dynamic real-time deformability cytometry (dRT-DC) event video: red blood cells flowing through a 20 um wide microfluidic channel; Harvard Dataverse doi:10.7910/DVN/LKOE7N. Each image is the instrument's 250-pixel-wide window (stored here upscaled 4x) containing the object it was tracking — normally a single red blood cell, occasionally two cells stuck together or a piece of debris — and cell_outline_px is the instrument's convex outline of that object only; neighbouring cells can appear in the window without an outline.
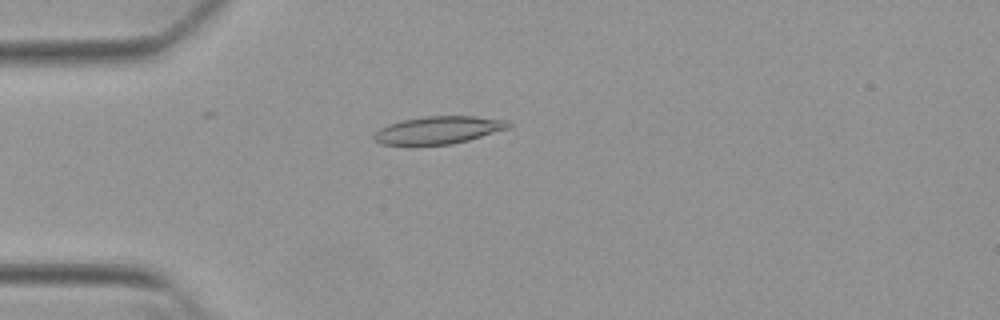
{"species": "Egyptian fruit bat (a non-hibernating species)", "species_latin": "Rousettus aegyptiacus", "temperature_condition": "warm", "stored_images_in_passage": 49, "camera_frame_rate_fps": 3000, "um_per_image_px": 0.085, "animal": {"sex": "female"}, "frame": {"image": 1, "passage_image": 10, "time_ms": 3.0, "image_size_px": [1000, 320], "cell_outline_px": [[512, 124], [508, 128], [468, 140], [452, 144], [416, 148], [408, 148], [384, 144], [376, 140], [372, 136], [380, 128], [388, 124], [404, 120], [424, 116], [472, 116], [508, 120]], "centroid_in_image_um": [37.2, 11.1], "position_along_channel_um": 47.8, "area_um2": 22.31}}
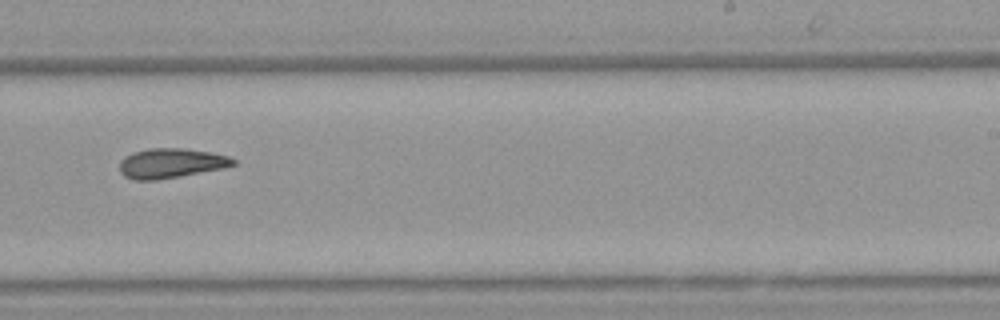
{"frame": {"image": 2, "passage_image": 29, "time_ms": 9.333, "image_size_px": [1000, 320], "cell_outline_px": [[236, 164], [224, 168], [180, 176], [156, 180], [132, 180], [124, 176], [120, 172], [120, 160], [124, 156], [132, 152], [148, 148], [184, 148], [212, 152], [228, 156], [236, 160]], "centroid_in_image_um": [14.51, 13.87], "position_along_channel_um": 274.5, "area_um2": 19.88}}
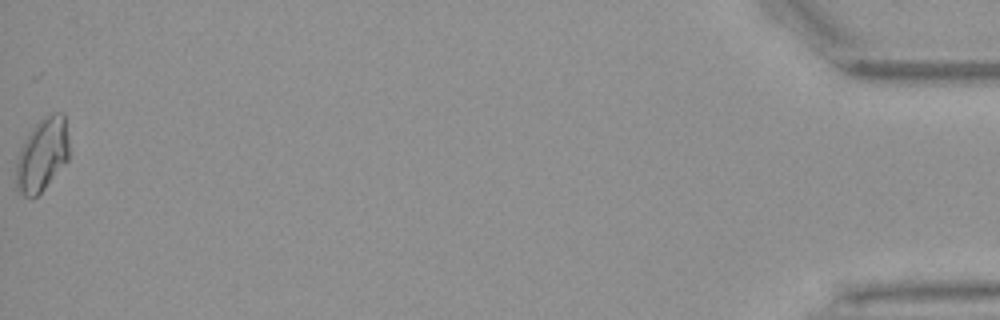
{"frame": {"image": 3, "passage_image": 49, "time_ms": 16.0, "image_size_px": [1000, 320], "cell_outline_px": [[68, 160], [44, 188], [36, 196], [24, 196], [16, 192], [16, 160], [20, 148], [24, 140], [32, 128], [44, 116], [52, 112], [64, 112], [68, 140]], "centroid_in_image_um": [3.57, 13.13], "position_along_channel_um": 431.6, "area_um2": 22.6}, "authors_computed_cell_mechanics": {"area_um2": 19.8832, "velocity_mm_per_s": 3.8424, "shape_relaxation_time_tau1_ms": null, "shape_relaxation_time_tau2_ms": 6.4546, "deformation_change_tau1": null, "deformation_change_tau2": 0.1504}}